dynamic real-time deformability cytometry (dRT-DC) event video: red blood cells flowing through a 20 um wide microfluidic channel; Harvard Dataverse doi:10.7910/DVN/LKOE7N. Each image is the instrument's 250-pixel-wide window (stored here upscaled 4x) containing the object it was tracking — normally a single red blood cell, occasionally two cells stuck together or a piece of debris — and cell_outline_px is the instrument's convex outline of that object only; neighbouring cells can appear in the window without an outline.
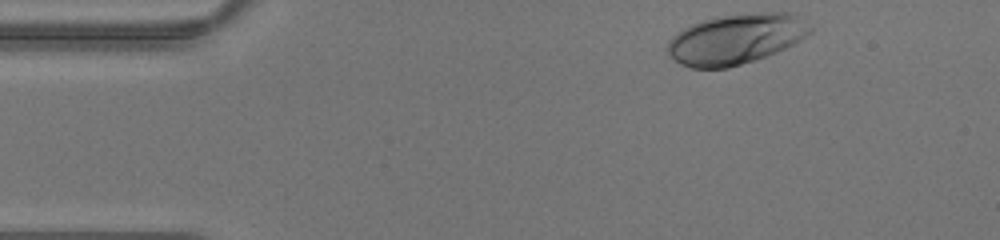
{"species": "human", "species_latin": "Homo sapiens", "temperature_condition": "warm", "stored_images_in_passage": 34, "camera_frame_rate_fps": 3000, "um_per_image_px": 0.085, "donor": {"sex": "male"}, "frame": {"image": 1, "passage_image": 1, "time_ms": 0.0, "image_size_px": [1000, 240], "cell_outline_px": [[812, 32], [800, 40], [776, 52], [756, 60], [728, 68], [688, 68], [672, 60], [668, 56], [668, 40], [676, 32], [692, 24], [716, 16], [764, 12], [796, 12], [812, 28]], "centroid_in_image_um": [62.54, 3.31], "position_along_channel_um": 22.5, "area_um2": 42.14}}
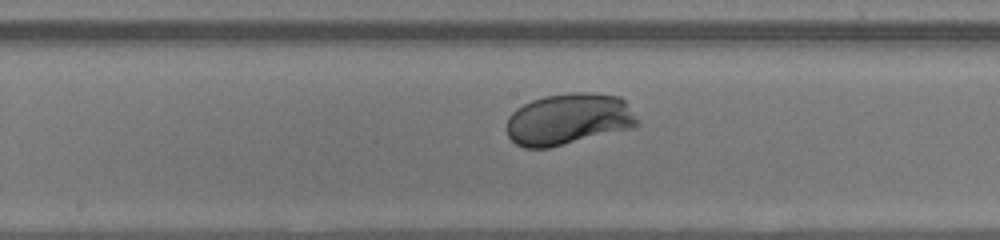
{"frame": {"image": 2, "passage_image": 17, "time_ms": 5.333, "image_size_px": [1000, 240], "cell_outline_px": [[640, 124], [636, 128], [548, 148], [524, 148], [516, 144], [508, 136], [508, 116], [516, 108], [532, 100], [544, 96], [572, 92], [588, 92], [620, 96], [624, 100], [640, 120]], "centroid_in_image_um": [48.38, 10.13], "position_along_channel_um": 199.8, "area_um2": 39.65}}
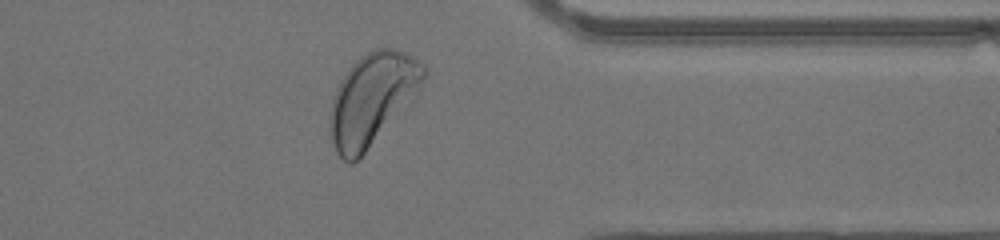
{"frame": {"image": 3, "passage_image": 29, "time_ms": 9.333, "image_size_px": [1000, 240], "cell_outline_px": [[424, 80], [364, 152], [352, 164], [348, 164], [336, 152], [332, 140], [332, 100], [336, 88], [352, 64], [360, 56], [376, 48], [396, 48], [412, 56], [424, 68]], "centroid_in_image_um": [31.58, 8.36], "position_along_channel_um": 379.8, "area_um2": 47.34}}